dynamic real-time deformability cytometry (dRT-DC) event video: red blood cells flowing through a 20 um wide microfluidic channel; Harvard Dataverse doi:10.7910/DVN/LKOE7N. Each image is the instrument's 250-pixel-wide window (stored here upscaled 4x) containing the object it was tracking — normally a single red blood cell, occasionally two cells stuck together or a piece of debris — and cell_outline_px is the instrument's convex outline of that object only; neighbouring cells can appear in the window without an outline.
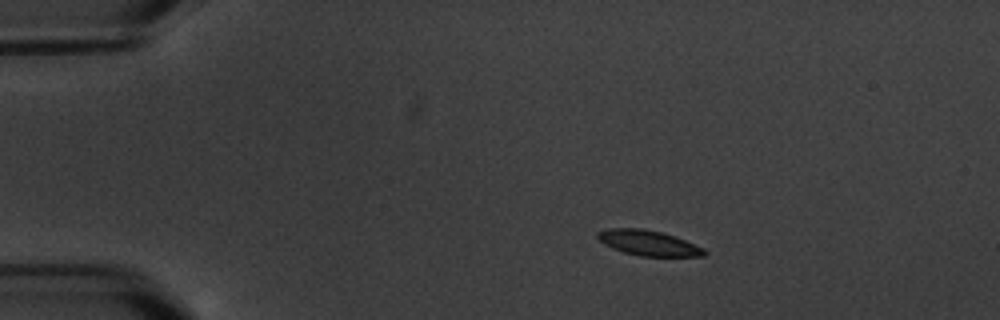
{"species": "common noctule bat (a hibernating species)", "species_latin": "Nyctalus noctula", "temperature_condition": "warm", "stored_images_in_passage": 4, "camera_frame_rate_fps": 3000, "um_per_image_px": 0.085, "animal": {"sex": "male", "body_mass_g": 20.1, "forearm_length_mm": 53.5}, "frame": {"image": 1, "passage_image": 3, "time_ms": 2.0, "image_size_px": [1000, 320], "cell_outline_px": [[708, 252], [704, 256], [640, 256], [624, 252], [612, 248], [604, 244], [596, 236], [596, 232], [608, 228], [640, 228], [660, 232], [676, 236], [704, 248]], "centroid_in_image_um": [55.11, 20.65], "position_along_channel_um": 29.9, "area_um2": 15.72}}